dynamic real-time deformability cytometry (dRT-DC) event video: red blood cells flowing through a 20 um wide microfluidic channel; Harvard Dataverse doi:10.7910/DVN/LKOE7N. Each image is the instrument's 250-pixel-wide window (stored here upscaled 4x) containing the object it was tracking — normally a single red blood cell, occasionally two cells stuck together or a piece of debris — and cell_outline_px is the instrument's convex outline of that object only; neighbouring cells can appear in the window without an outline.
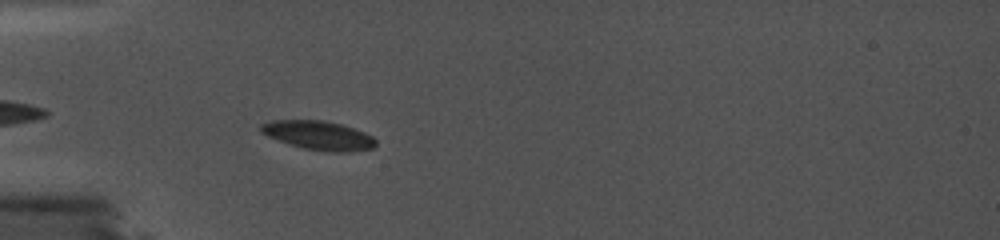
{"species": "common noctule bat (a hibernating species)", "species_latin": "Nyctalus noctula", "temperature_condition": "cold", "stored_images_in_passage": 10, "camera_frame_rate_fps": 5000, "um_per_image_px": 0.085, "animal": {"sex": "female", "body_mass_g": 19.0, "forearm_length_mm": 56.7}, "frame": {"image": 1, "passage_image": 2, "time_ms": 0.2, "image_size_px": [1000, 240], "cell_outline_px": [[376, 144], [372, 148], [352, 152], [328, 152], [304, 148], [268, 136], [260, 132], [260, 124], [272, 120], [324, 120], [340, 124], [364, 132], [372, 136], [376, 140]], "centroid_in_image_um": [27.09, 11.5], "position_along_channel_um": 57.9, "area_um2": 19.25}}
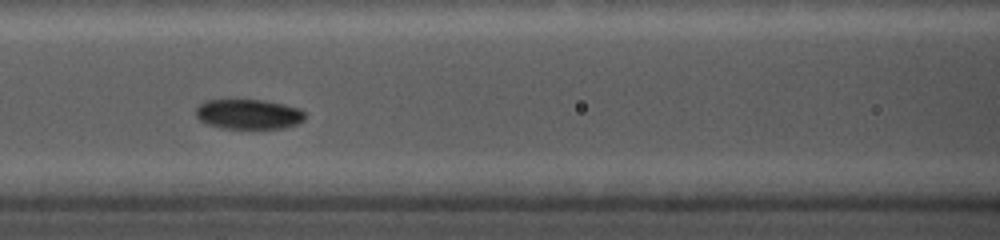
{"frame": {"image": 2, "passage_image": 6, "time_ms": 1.0, "image_size_px": [1000, 240], "cell_outline_px": [[304, 120], [296, 124], [284, 128], [220, 128], [208, 124], [200, 120], [196, 116], [196, 108], [200, 104], [208, 100], [264, 100], [284, 104], [300, 108], [304, 112]], "centroid_in_image_um": [21.14, 9.7], "position_along_channel_um": 145.5, "area_um2": 18.96}}
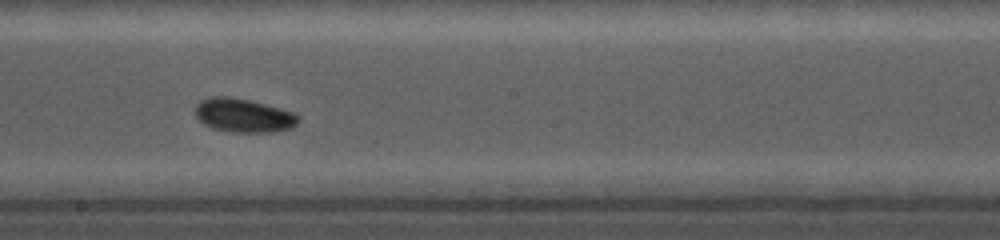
{"frame": {"image": 3, "passage_image": 9, "time_ms": 1.6, "image_size_px": [1000, 240], "cell_outline_px": [[300, 120], [292, 128], [272, 132], [232, 132], [212, 128], [204, 124], [196, 116], [196, 104], [200, 100], [212, 96], [228, 96], [248, 100], [264, 104], [292, 112], [300, 116]], "centroid_in_image_um": [20.69, 9.81], "position_along_channel_um": 227.5, "area_um2": 20.17}}